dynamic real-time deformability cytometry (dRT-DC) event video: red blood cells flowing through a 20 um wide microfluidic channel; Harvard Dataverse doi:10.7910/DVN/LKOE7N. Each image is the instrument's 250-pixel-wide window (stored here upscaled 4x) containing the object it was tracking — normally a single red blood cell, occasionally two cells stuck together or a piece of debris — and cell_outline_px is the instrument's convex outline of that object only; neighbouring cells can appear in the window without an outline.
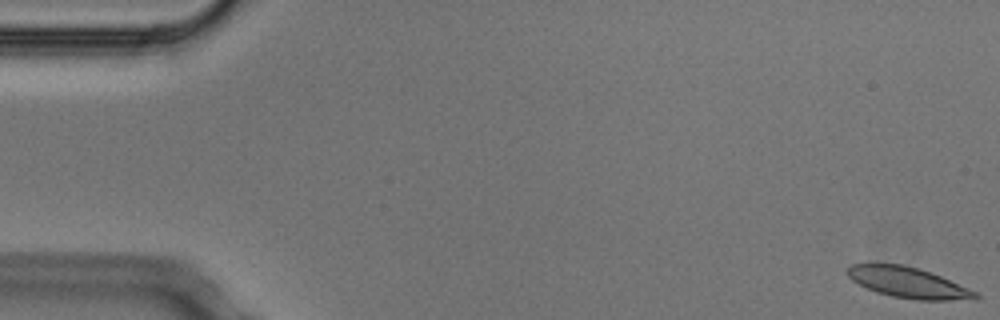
{"species": "Egyptian fruit bat (a non-hibernating species)", "species_latin": "Rousettus aegyptiacus", "temperature_condition": "cold", "stored_images_in_passage": 6, "camera_frame_rate_fps": 3000, "um_per_image_px": 0.085, "animal": {"sex": "male"}, "frame": {"image": 1, "passage_image": 1, "time_ms": 0.0, "image_size_px": [1000, 320], "cell_outline_px": [[980, 296], [976, 300], [916, 300], [892, 296], [876, 292], [852, 280], [848, 276], [848, 268], [852, 264], [904, 264], [940, 276], [976, 292]], "centroid_in_image_um": [77.21, 24.03], "position_along_channel_um": 7.8, "area_um2": 22.48}}
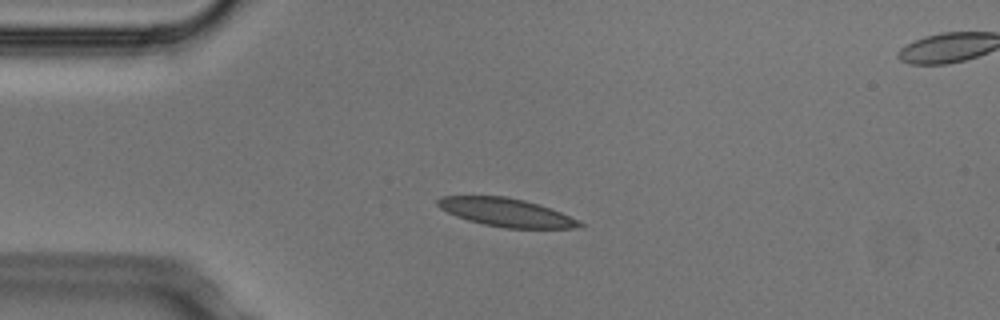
{"frame": {"image": 2, "passage_image": 4, "time_ms": 1.0, "image_size_px": [1000, 320], "cell_outline_px": [[584, 228], [504, 228], [484, 224], [468, 220], [456, 216], [440, 208], [436, 204], [436, 200], [440, 196], [508, 196], [524, 200], [560, 212], [580, 220], [584, 224]], "centroid_in_image_um": [43.04, 18.06], "position_along_channel_um": 42.0, "area_um2": 23.35}}
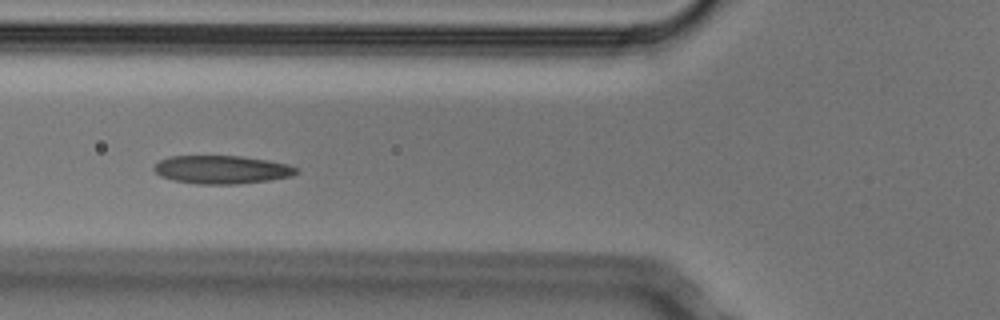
{"frame": {"image": 3, "passage_image": 6, "time_ms": 1.667, "image_size_px": [1000, 320], "cell_outline_px": [[300, 172], [292, 176], [268, 180], [240, 184], [200, 184], [172, 180], [160, 176], [152, 168], [160, 160], [168, 156], [240, 156], [268, 160], [288, 164], [300, 168]], "centroid_in_image_um": [18.88, 14.42], "position_along_channel_um": 106.9, "area_um2": 23.58}}